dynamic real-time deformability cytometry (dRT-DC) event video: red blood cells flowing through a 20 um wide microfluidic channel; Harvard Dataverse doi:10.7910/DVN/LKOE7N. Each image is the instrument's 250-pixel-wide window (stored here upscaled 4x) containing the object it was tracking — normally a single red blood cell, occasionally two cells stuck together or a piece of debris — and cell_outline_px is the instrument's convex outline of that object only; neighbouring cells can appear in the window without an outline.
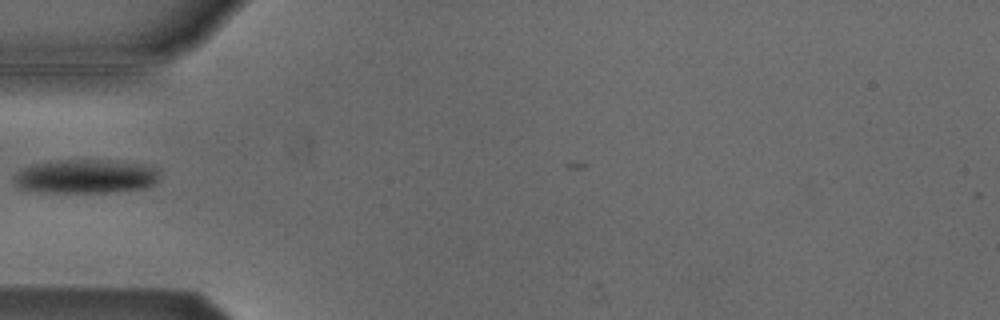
{"species": "Egyptian fruit bat (a non-hibernating species)", "species_latin": "Rousettus aegyptiacus", "temperature_condition": "cold", "stored_images_in_passage": 3, "camera_frame_rate_fps": 3000, "um_per_image_px": 0.085, "animal": {"sex": "male"}, "frame": {"image": 1, "passage_image": 2, "time_ms": 0.333, "image_size_px": [1000, 320], "cell_outline_px": [[156, 180], [152, 184], [144, 188], [104, 192], [48, 192], [20, 188], [16, 184], [16, 176], [24, 168], [32, 164], [48, 160], [108, 160], [136, 164], [156, 168]], "centroid_in_image_um": [7.24, 14.98], "position_along_channel_um": 77.8, "area_um2": 28.03}}
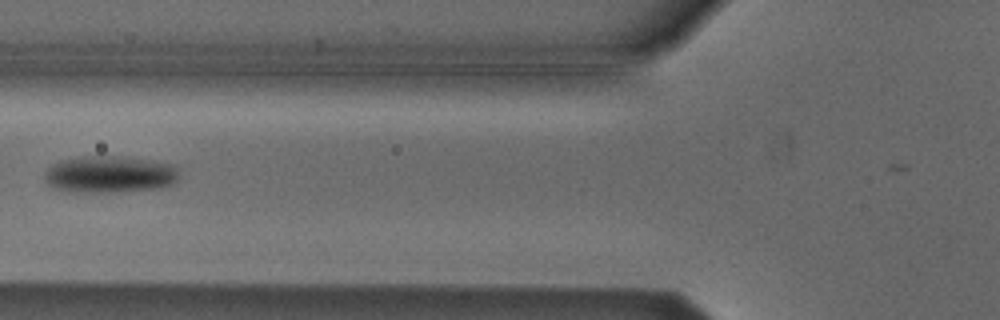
{"frame": {"image": 2, "passage_image": 3, "time_ms": 0.667, "image_size_px": [1000, 320], "cell_outline_px": [[176, 180], [172, 184], [160, 188], [112, 192], [68, 192], [52, 188], [44, 180], [44, 172], [52, 164], [60, 160], [84, 156], [112, 156], [148, 160], [168, 164], [176, 168]], "centroid_in_image_um": [9.21, 14.83], "position_along_channel_um": 116.6, "area_um2": 28.78}}